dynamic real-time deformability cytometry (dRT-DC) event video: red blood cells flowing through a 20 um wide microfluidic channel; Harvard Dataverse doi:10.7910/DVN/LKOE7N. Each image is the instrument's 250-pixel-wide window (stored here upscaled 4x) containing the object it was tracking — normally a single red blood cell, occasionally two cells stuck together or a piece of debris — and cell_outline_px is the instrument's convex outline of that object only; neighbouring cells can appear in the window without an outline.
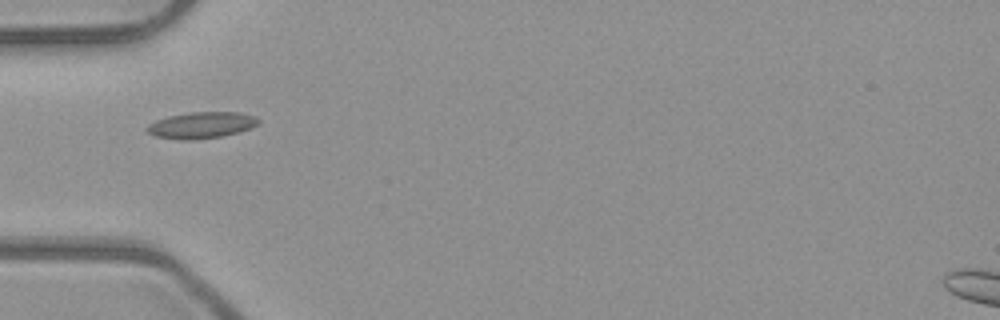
{"species": "common noctule bat (a hibernating species)", "species_latin": "Nyctalus noctula", "temperature_condition": "room temperature", "stored_images_in_passage": 7, "camera_frame_rate_fps": 3000, "um_per_image_px": 0.085, "animal": {"sex": "male", "body_mass_g": 23.1, "forearm_length_mm": 52.7}, "frame": {"image": 1, "passage_image": 1, "time_ms": 0.0, "image_size_px": [1000, 320], "cell_outline_px": [[260, 120], [252, 128], [240, 132], [220, 136], [192, 140], [180, 140], [156, 136], [148, 132], [144, 128], [148, 124], [156, 120], [168, 116], [188, 112], [240, 112], [252, 116]], "centroid_in_image_um": [17.09, 10.63], "position_along_channel_um": 67.9, "area_um2": 17.11}}